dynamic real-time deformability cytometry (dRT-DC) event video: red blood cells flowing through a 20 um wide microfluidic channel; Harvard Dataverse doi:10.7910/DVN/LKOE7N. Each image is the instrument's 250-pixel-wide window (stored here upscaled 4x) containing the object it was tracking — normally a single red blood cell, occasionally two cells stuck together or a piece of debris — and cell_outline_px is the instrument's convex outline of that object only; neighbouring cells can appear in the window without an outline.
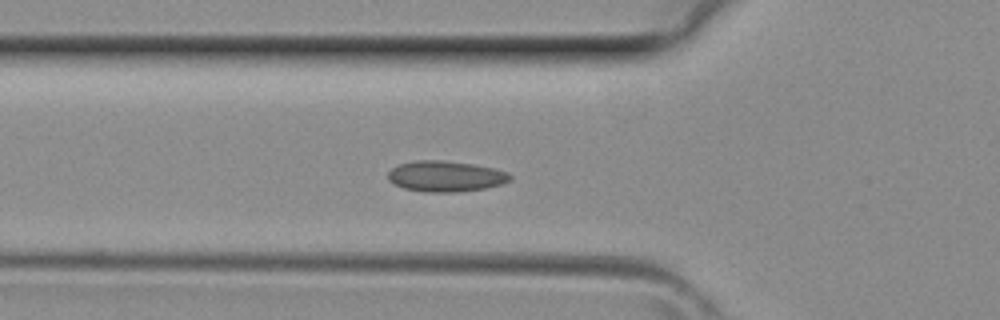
{"species": "common noctule bat (a hibernating species)", "species_latin": "Nyctalus noctula", "temperature_condition": "room temperature", "stored_images_in_passage": 36, "camera_frame_rate_fps": 3000, "um_per_image_px": 0.085, "animal": {"sex": "female", "body_mass_g": 29.2, "forearm_length_mm": 56.3}, "frame": {"image": 1, "passage_image": 9, "time_ms": 2.667, "image_size_px": [1000, 320], "cell_outline_px": [[512, 180], [504, 184], [484, 188], [460, 192], [428, 192], [404, 188], [388, 180], [388, 172], [392, 168], [400, 164], [416, 160], [444, 160], [472, 164], [492, 168], [508, 172], [512, 176]], "centroid_in_image_um": [37.91, 14.98], "position_along_channel_um": 87.9, "area_um2": 21.91}}
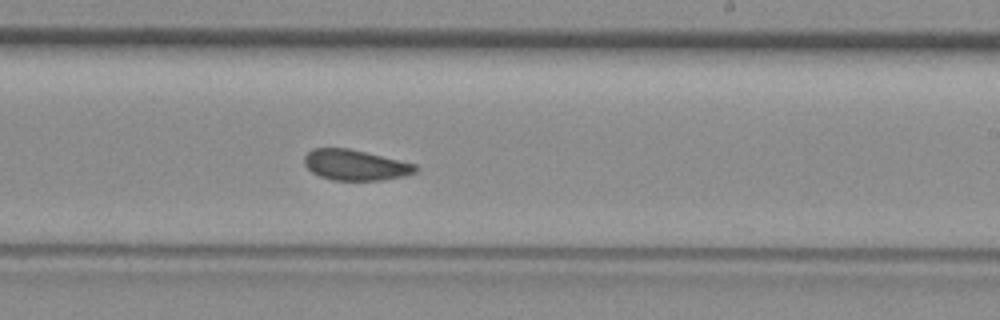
{"frame": {"image": 2, "passage_image": 19, "time_ms": 6.0, "image_size_px": [1000, 320], "cell_outline_px": [[416, 172], [404, 176], [380, 180], [332, 180], [320, 176], [312, 172], [304, 164], [304, 156], [312, 148], [348, 148], [416, 164]], "centroid_in_image_um": [30.17, 14.02], "position_along_channel_um": 258.8, "area_um2": 19.65}}
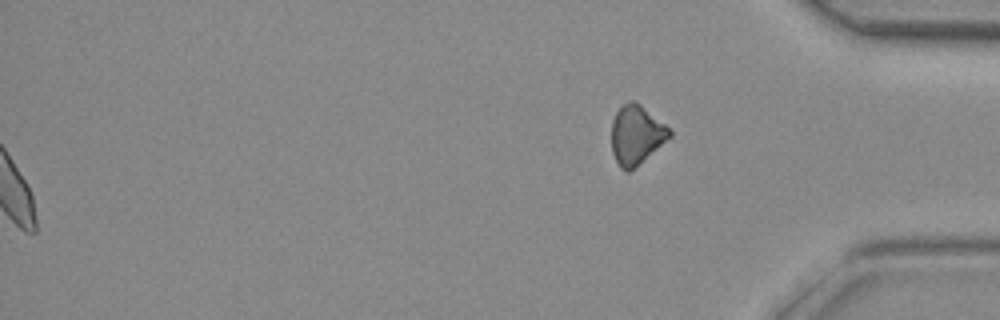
{"frame": {"image": 3, "passage_image": 36, "time_ms": 11.667, "image_size_px": [1000, 320], "cell_outline_px": [[672, 136], [628, 172], [624, 172], [620, 168], [612, 152], [612, 120], [616, 112], [628, 100], [632, 100], [640, 104], [664, 124], [672, 132]], "centroid_in_image_um": [54.06, 11.46], "position_along_channel_um": 381.1, "area_um2": 19.59}}